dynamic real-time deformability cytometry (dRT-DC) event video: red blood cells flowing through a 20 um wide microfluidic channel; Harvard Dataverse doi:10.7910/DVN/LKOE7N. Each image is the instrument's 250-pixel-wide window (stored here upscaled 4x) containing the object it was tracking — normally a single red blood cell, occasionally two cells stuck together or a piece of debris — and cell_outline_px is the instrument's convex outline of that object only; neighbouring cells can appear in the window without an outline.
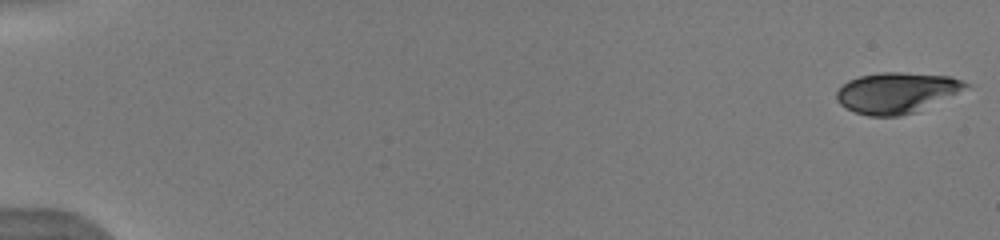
{"species": "human", "species_latin": "Homo sapiens", "temperature_condition": "warm", "stored_images_in_passage": 52, "camera_frame_rate_fps": 3000, "um_per_image_px": 0.085, "donor": {"sex": "male"}, "frame": {"image": 1, "passage_image": 1, "time_ms": 0.0, "image_size_px": [1000, 240], "cell_outline_px": [[972, 84], [956, 92], [912, 112], [900, 116], [868, 116], [856, 112], [840, 104], [836, 100], [836, 92], [848, 80], [860, 76], [880, 72], [900, 72], [948, 76]], "centroid_in_image_um": [76.12, 7.86], "position_along_channel_um": 8.9, "area_um2": 29.77}}
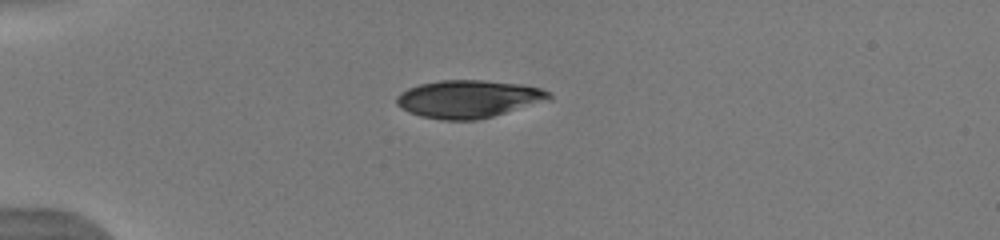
{"frame": {"image": 2, "passage_image": 15, "time_ms": 4.667, "image_size_px": [1000, 240], "cell_outline_px": [[552, 100], [492, 116], [476, 120], [440, 120], [420, 116], [408, 112], [400, 108], [396, 104], [396, 96], [400, 92], [408, 88], [420, 84], [440, 80], [484, 80], [524, 84], [540, 88], [548, 92], [552, 96]], "centroid_in_image_um": [39.82, 8.41], "position_along_channel_um": 45.2, "area_um2": 33.81}}
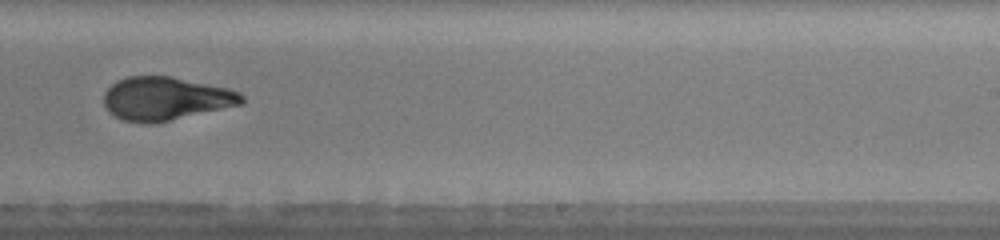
{"frame": {"image": 3, "passage_image": 35, "time_ms": 11.333, "image_size_px": [1000, 240], "cell_outline_px": [[244, 104], [156, 124], [144, 124], [124, 120], [108, 112], [104, 104], [104, 92], [116, 80], [128, 76], [172, 76], [228, 88], [240, 92], [244, 96]], "centroid_in_image_um": [14.1, 8.39], "position_along_channel_um": 274.9, "area_um2": 35.32}, "authors_computed_cell_mechanics": {"area_um2": 34.0442, "velocity_mm_per_s": 3.9723, "shape_relaxation_time_tau1_ms": 5.9466, "shape_relaxation_time_tau2_ms": 1.1629, "deformation_change_tau1": 0.2032, "deformation_change_tau2": 0.046}}